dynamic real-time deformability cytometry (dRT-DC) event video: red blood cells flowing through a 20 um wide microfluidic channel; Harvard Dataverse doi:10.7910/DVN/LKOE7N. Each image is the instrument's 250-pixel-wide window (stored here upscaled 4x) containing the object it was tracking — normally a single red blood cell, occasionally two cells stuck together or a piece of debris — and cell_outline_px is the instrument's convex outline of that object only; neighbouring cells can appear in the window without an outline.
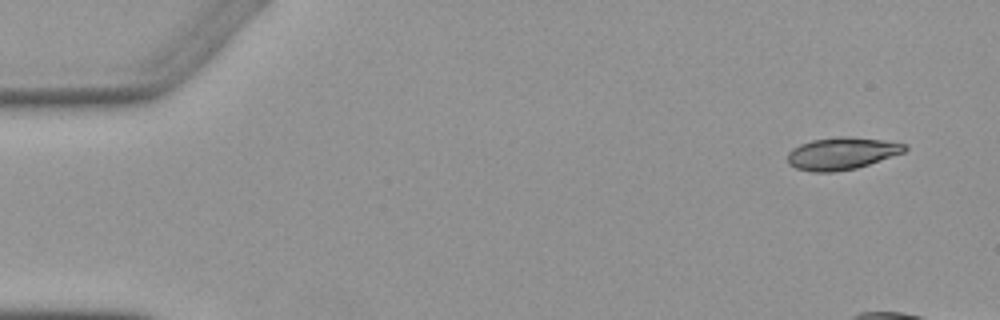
{"species": "Egyptian fruit bat (a non-hibernating species)", "species_latin": "Rousettus aegyptiacus", "temperature_condition": "warm", "stored_images_in_passage": 5, "camera_frame_rate_fps": 3000, "um_per_image_px": 0.085, "animal": {"sex": "female"}, "frame": {"image": 1, "passage_image": 1, "time_ms": 0.0, "image_size_px": [1000, 320], "cell_outline_px": [[908, 148], [904, 152], [856, 168], [832, 172], [812, 172], [796, 168], [788, 164], [788, 152], [792, 148], [800, 144], [812, 140], [840, 136], [848, 136], [880, 140], [908, 144]], "centroid_in_image_um": [71.53, 13.04], "position_along_channel_um": 13.5, "area_um2": 21.91}}
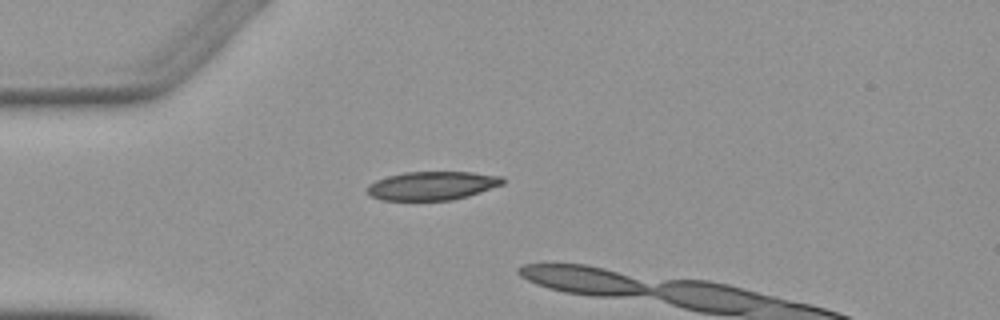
{"frame": {"image": 2, "passage_image": 4, "time_ms": 3.667, "image_size_px": [1000, 320], "cell_outline_px": [[504, 184], [468, 196], [452, 200], [380, 200], [372, 196], [368, 192], [368, 184], [376, 180], [388, 176], [404, 172], [472, 172], [504, 176]], "centroid_in_image_um": [36.77, 15.78], "position_along_channel_um": 48.2, "area_um2": 22.6}}